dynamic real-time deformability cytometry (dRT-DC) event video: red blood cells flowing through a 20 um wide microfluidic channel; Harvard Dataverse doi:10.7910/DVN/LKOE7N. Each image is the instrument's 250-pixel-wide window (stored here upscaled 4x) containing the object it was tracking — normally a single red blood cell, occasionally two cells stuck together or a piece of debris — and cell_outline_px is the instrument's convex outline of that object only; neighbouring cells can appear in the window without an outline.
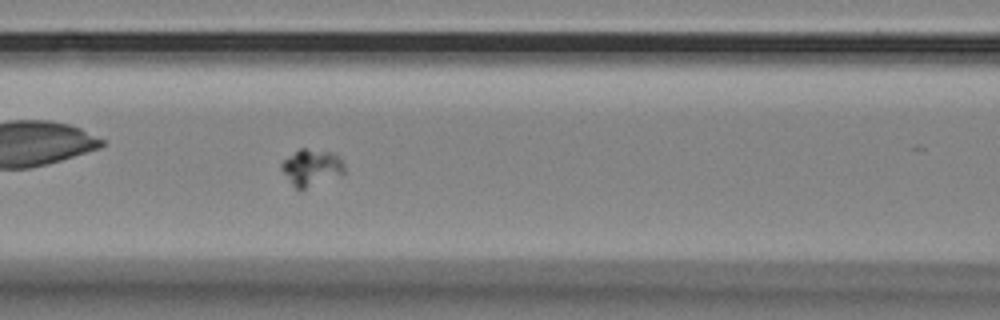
{"species": "Egyptian fruit bat (a non-hibernating species)", "species_latin": "Rousettus aegyptiacus", "temperature_condition": "room temperature", "stored_images_in_passage": 54, "camera_frame_rate_fps": 3000, "um_per_image_px": 0.085, "animal": {"sex": "female"}, "frame": {"image": 1, "passage_image": 20, "time_ms": 6.333, "image_size_px": [1000, 320], "cell_outline_px": [[344, 172], [300, 192], [292, 184], [280, 168], [280, 164], [284, 160], [300, 148], [304, 148], [328, 152], [336, 156], [344, 164]], "centroid_in_image_um": [26.42, 14.26], "position_along_channel_um": 140.2, "area_um2": 13.06}}
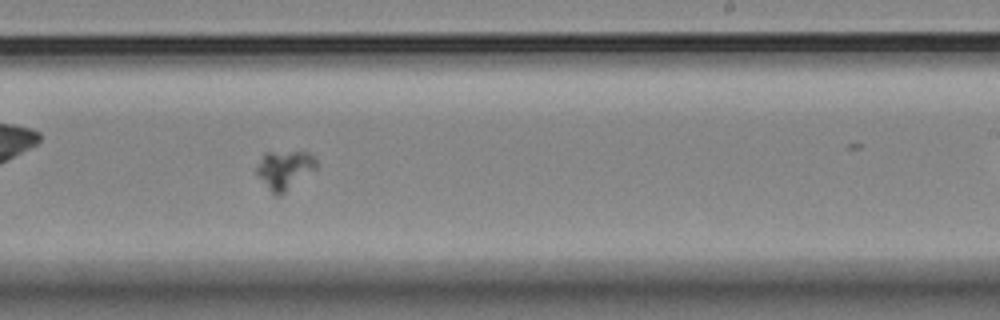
{"frame": {"image": 2, "passage_image": 31, "time_ms": 10.0, "image_size_px": [1000, 320], "cell_outline_px": [[316, 168], [280, 196], [276, 196], [272, 192], [256, 172], [256, 168], [264, 152], [308, 152], [316, 160]], "centroid_in_image_um": [24.18, 14.42], "position_along_channel_um": 264.8, "area_um2": 13.06}}
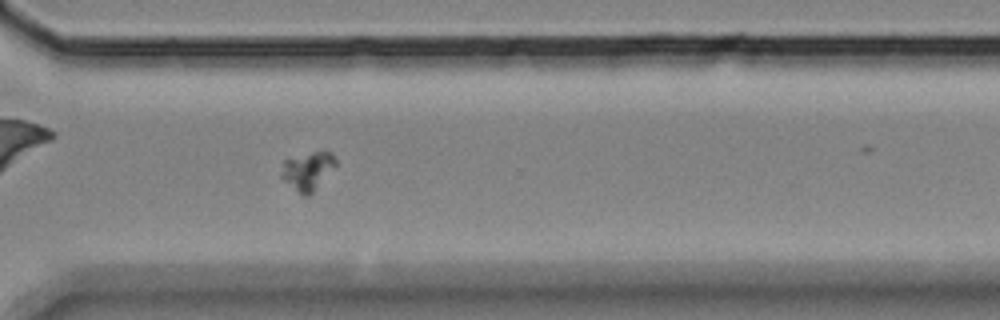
{"frame": {"image": 3, "passage_image": 38, "time_ms": 12.333, "image_size_px": [1000, 320], "cell_outline_px": [[336, 164], [312, 192], [308, 196], [304, 196], [284, 180], [280, 176], [284, 160], [324, 148], [332, 152], [336, 160]], "centroid_in_image_um": [26.17, 14.46], "position_along_channel_um": 344.4, "area_um2": 11.91}}